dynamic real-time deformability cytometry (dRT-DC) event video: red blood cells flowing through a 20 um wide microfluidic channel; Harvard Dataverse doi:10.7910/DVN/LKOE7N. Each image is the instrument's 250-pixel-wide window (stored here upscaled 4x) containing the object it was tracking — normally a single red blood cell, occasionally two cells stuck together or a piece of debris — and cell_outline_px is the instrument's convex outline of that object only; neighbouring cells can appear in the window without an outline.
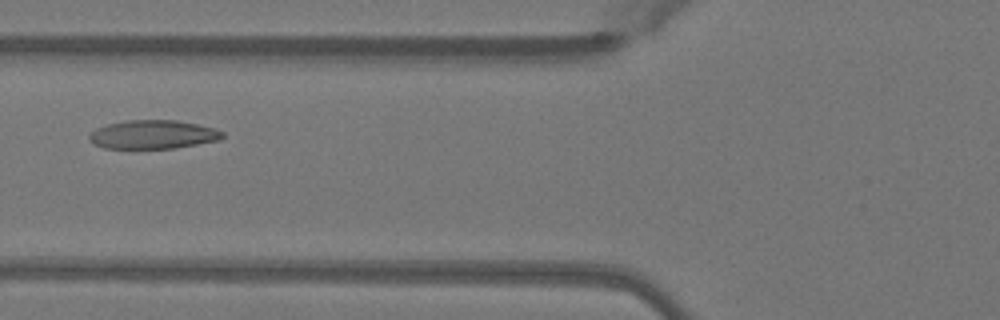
{"species": "Egyptian fruit bat (a non-hibernating species)", "species_latin": "Rousettus aegyptiacus", "temperature_condition": "warm", "stored_images_in_passage": 44, "camera_frame_rate_fps": 3000, "um_per_image_px": 0.085, "animal": {"sex": "female"}, "frame": {"image": 1, "passage_image": 14, "time_ms": 4.333, "image_size_px": [1000, 320], "cell_outline_px": [[224, 136], [220, 140], [176, 148], [104, 148], [96, 144], [88, 136], [96, 128], [108, 124], [128, 120], [176, 120], [216, 128], [224, 132]], "centroid_in_image_um": [13.06, 11.43], "position_along_channel_um": 112.7, "area_um2": 22.14}}
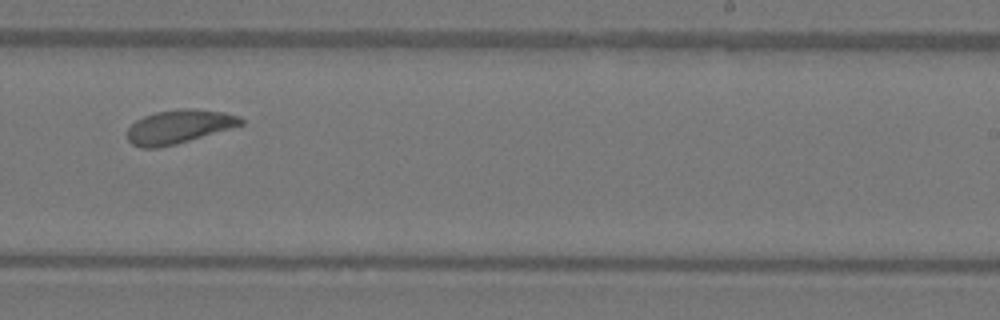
{"frame": {"image": 2, "passage_image": 26, "time_ms": 8.333, "image_size_px": [1000, 320], "cell_outline_px": [[244, 124], [232, 128], [176, 144], [156, 148], [140, 148], [132, 144], [128, 140], [128, 128], [136, 120], [144, 116], [156, 112], [184, 108], [196, 108], [224, 112], [240, 116], [244, 120]], "centroid_in_image_um": [15.23, 10.76], "position_along_channel_um": 273.8, "area_um2": 22.37}}
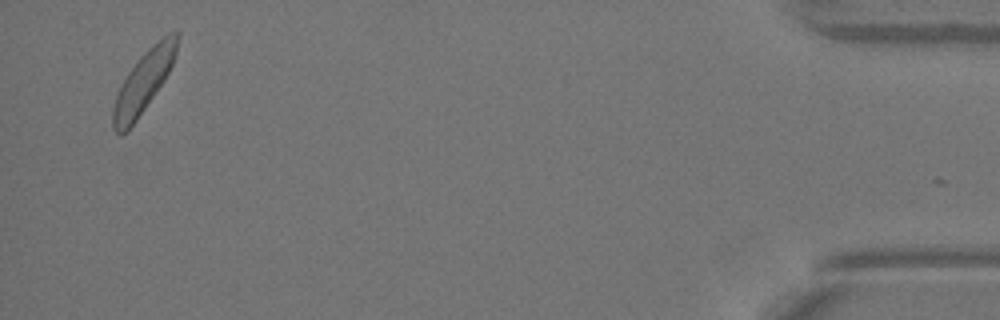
{"frame": {"image": 3, "passage_image": 43, "time_ms": 14.0, "image_size_px": [1000, 320], "cell_outline_px": [[180, 36], [176, 52], [172, 64], [164, 80], [136, 120], [120, 136], [112, 128], [112, 108], [120, 84], [128, 72], [140, 56], [152, 44], [168, 32], [180, 32]], "centroid_in_image_um": [12.19, 6.92], "position_along_channel_um": 423.0, "area_um2": 22.66}, "authors_computed_cell_mechanics": {"area_um2": 22.4264, "velocity_mm_per_s": 4.0385, "shape_relaxation_time_tau1_ms": 4.7823, "shape_relaxation_time_tau2_ms": 2.3741, "deformation_change_tau1": 0.1253, "deformation_change_tau2": 0.0881}}